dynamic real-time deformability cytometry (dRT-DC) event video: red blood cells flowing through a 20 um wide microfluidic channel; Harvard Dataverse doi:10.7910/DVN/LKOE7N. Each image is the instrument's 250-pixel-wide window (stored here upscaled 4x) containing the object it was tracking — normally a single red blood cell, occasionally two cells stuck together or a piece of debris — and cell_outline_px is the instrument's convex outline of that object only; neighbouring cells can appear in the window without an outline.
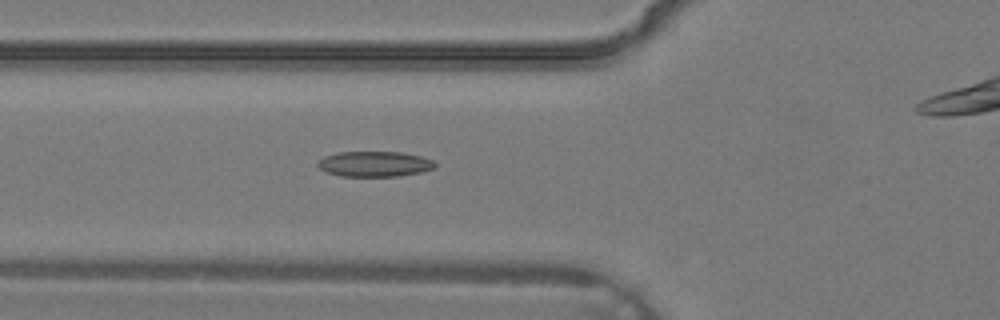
{"species": "common noctule bat (a hibernating species)", "species_latin": "Nyctalus noctula", "temperature_condition": "warm", "stored_images_in_passage": 33, "camera_frame_rate_fps": 3000, "um_per_image_px": 0.085, "animal": {"sex": "male", "body_mass_g": 19.2, "forearm_length_mm": 51.8}, "frame": {"image": 1, "passage_image": 14, "time_ms": 4.333, "image_size_px": [1000, 320], "cell_outline_px": [[436, 168], [420, 172], [396, 176], [340, 176], [324, 172], [316, 164], [324, 156], [340, 152], [400, 152], [420, 156], [432, 160], [436, 164]], "centroid_in_image_um": [31.82, 13.94], "position_along_channel_um": 94.0, "area_um2": 17.28}}
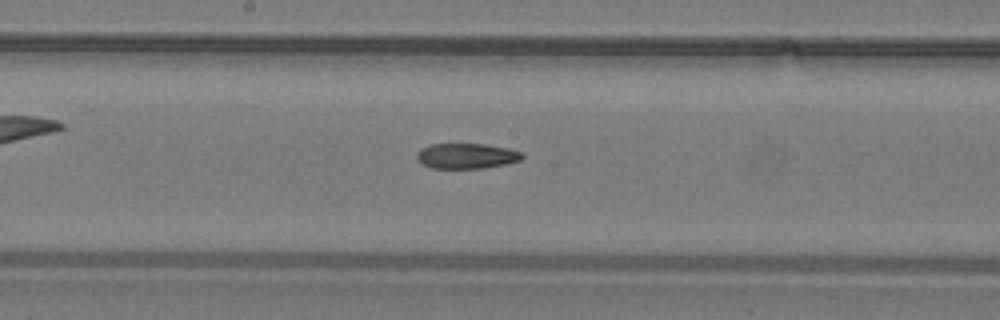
{"frame": {"image": 2, "passage_image": 20, "time_ms": 6.333, "image_size_px": [1000, 320], "cell_outline_px": [[524, 156], [520, 160], [504, 164], [480, 168], [432, 168], [416, 160], [416, 152], [420, 148], [428, 144], [484, 144], [508, 148], [524, 152]], "centroid_in_image_um": [39.62, 13.24], "position_along_channel_um": 208.6, "area_um2": 15.61}}
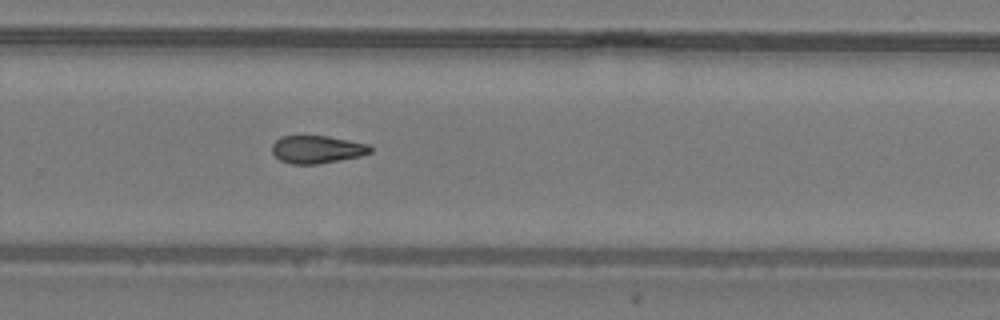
{"frame": {"image": 3, "passage_image": 25, "time_ms": 8.0, "image_size_px": [1000, 320], "cell_outline_px": [[372, 152], [360, 156], [340, 160], [316, 164], [292, 164], [280, 160], [272, 152], [272, 144], [280, 136], [328, 136], [368, 144], [372, 148]], "centroid_in_image_um": [26.94, 12.7], "position_along_channel_um": 302.9, "area_um2": 15.84}}